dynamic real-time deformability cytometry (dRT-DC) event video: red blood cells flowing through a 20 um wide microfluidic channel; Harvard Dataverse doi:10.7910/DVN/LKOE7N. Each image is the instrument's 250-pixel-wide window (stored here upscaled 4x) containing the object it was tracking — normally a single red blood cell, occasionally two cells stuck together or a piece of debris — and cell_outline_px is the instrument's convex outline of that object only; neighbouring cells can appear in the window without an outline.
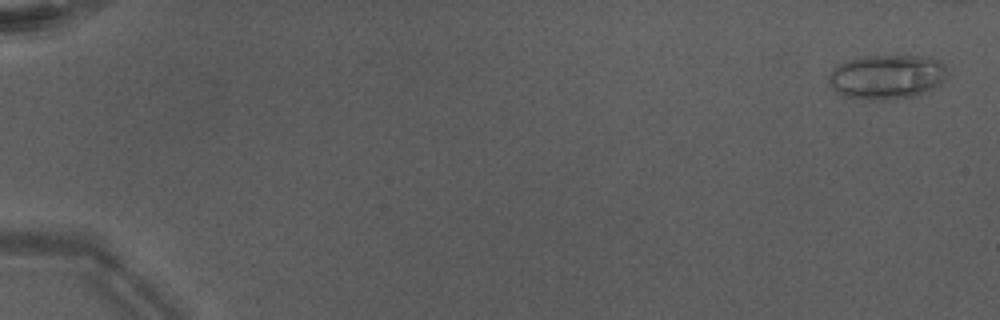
{"species": "Egyptian fruit bat (a non-hibernating species)", "species_latin": "Rousettus aegyptiacus", "temperature_condition": "warm", "stored_images_in_passage": 43, "camera_frame_rate_fps": 3000, "um_per_image_px": 0.085, "animal": {"sex": "male"}, "frame": {"image": 1, "passage_image": 2, "time_ms": 0.333, "image_size_px": [1000, 320], "cell_outline_px": [[948, 76], [944, 80], [932, 88], [912, 96], [888, 100], [864, 100], [844, 96], [836, 92], [828, 84], [828, 76], [840, 64], [848, 60], [860, 56], [920, 56], [936, 60], [944, 64]], "centroid_in_image_um": [75.34, 6.54], "position_along_channel_um": 9.7, "area_um2": 30.58}}
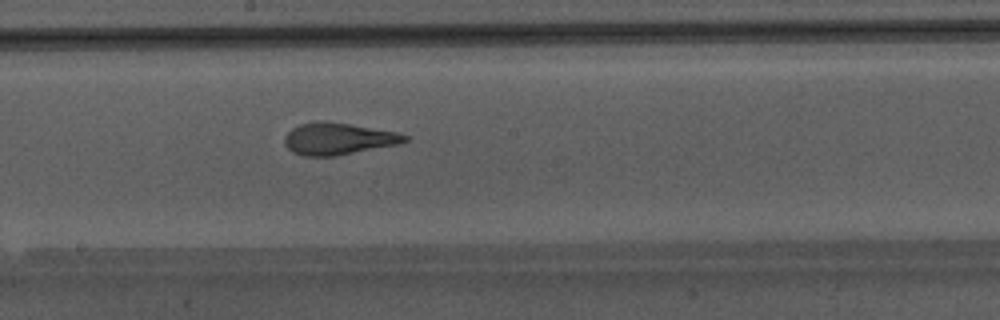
{"frame": {"image": 2, "passage_image": 30, "time_ms": 9.667, "image_size_px": [1000, 320], "cell_outline_px": [[408, 140], [396, 144], [336, 156], [304, 156], [292, 152], [284, 144], [284, 136], [292, 128], [300, 124], [316, 120], [328, 120], [352, 124], [396, 132], [408, 136]], "centroid_in_image_um": [28.69, 11.78], "position_along_channel_um": 219.5, "area_um2": 22.43}}
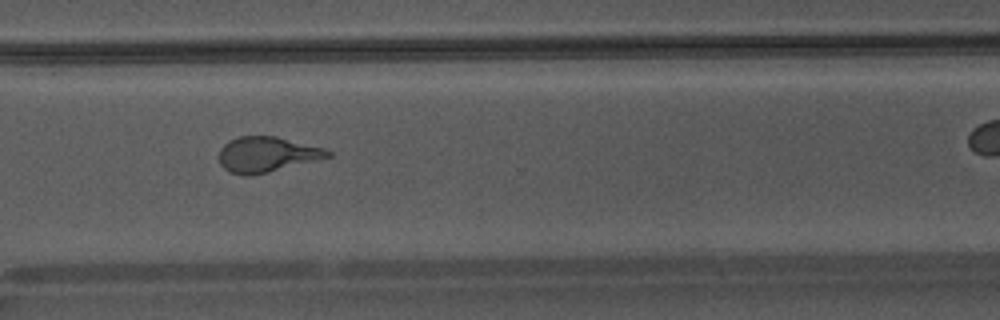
{"frame": {"image": 3, "passage_image": 39, "time_ms": 12.667, "image_size_px": [1000, 320], "cell_outline_px": [[332, 156], [268, 172], [248, 176], [244, 176], [228, 172], [220, 164], [220, 148], [228, 140], [240, 136], [276, 136], [324, 148], [332, 152]], "centroid_in_image_um": [22.66, 13.12], "position_along_channel_um": 347.9, "area_um2": 22.31}}